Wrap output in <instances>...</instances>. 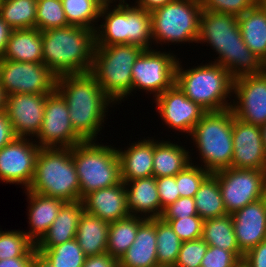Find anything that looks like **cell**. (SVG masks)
<instances>
[{"mask_svg":"<svg viewBox=\"0 0 266 267\" xmlns=\"http://www.w3.org/2000/svg\"><path fill=\"white\" fill-rule=\"evenodd\" d=\"M204 42L219 54L212 62L227 69L233 79L257 75L266 69L246 46L235 15L202 10L197 43Z\"/></svg>","mask_w":266,"mask_h":267,"instance_id":"obj_1","label":"cell"},{"mask_svg":"<svg viewBox=\"0 0 266 267\" xmlns=\"http://www.w3.org/2000/svg\"><path fill=\"white\" fill-rule=\"evenodd\" d=\"M56 90L66 100L75 132L84 141H96L108 107L115 104L97 84L95 77L90 72L61 75L56 79Z\"/></svg>","mask_w":266,"mask_h":267,"instance_id":"obj_2","label":"cell"},{"mask_svg":"<svg viewBox=\"0 0 266 267\" xmlns=\"http://www.w3.org/2000/svg\"><path fill=\"white\" fill-rule=\"evenodd\" d=\"M43 64L57 77L91 71L95 31L79 26L51 28L41 32Z\"/></svg>","mask_w":266,"mask_h":267,"instance_id":"obj_3","label":"cell"},{"mask_svg":"<svg viewBox=\"0 0 266 267\" xmlns=\"http://www.w3.org/2000/svg\"><path fill=\"white\" fill-rule=\"evenodd\" d=\"M197 66L185 70L178 60L175 84L206 112L230 108L227 98L233 97L234 82L230 72L213 62Z\"/></svg>","mask_w":266,"mask_h":267,"instance_id":"obj_4","label":"cell"},{"mask_svg":"<svg viewBox=\"0 0 266 267\" xmlns=\"http://www.w3.org/2000/svg\"><path fill=\"white\" fill-rule=\"evenodd\" d=\"M27 190L65 202L80 200V183L72 148H41L34 177Z\"/></svg>","mask_w":266,"mask_h":267,"instance_id":"obj_5","label":"cell"},{"mask_svg":"<svg viewBox=\"0 0 266 267\" xmlns=\"http://www.w3.org/2000/svg\"><path fill=\"white\" fill-rule=\"evenodd\" d=\"M143 50L133 44L95 46L90 73L115 104L132 94V67Z\"/></svg>","mask_w":266,"mask_h":267,"instance_id":"obj_6","label":"cell"},{"mask_svg":"<svg viewBox=\"0 0 266 267\" xmlns=\"http://www.w3.org/2000/svg\"><path fill=\"white\" fill-rule=\"evenodd\" d=\"M232 130L231 108L205 112L195 125L190 136L201 155V167L208 172L214 173L231 167L234 149Z\"/></svg>","mask_w":266,"mask_h":267,"instance_id":"obj_7","label":"cell"},{"mask_svg":"<svg viewBox=\"0 0 266 267\" xmlns=\"http://www.w3.org/2000/svg\"><path fill=\"white\" fill-rule=\"evenodd\" d=\"M72 158L80 183V200L92 191L112 187L122 181L116 147L84 141L72 147Z\"/></svg>","mask_w":266,"mask_h":267,"instance_id":"obj_8","label":"cell"},{"mask_svg":"<svg viewBox=\"0 0 266 267\" xmlns=\"http://www.w3.org/2000/svg\"><path fill=\"white\" fill-rule=\"evenodd\" d=\"M202 10L200 0H173L150 12L153 43H197Z\"/></svg>","mask_w":266,"mask_h":267,"instance_id":"obj_9","label":"cell"},{"mask_svg":"<svg viewBox=\"0 0 266 267\" xmlns=\"http://www.w3.org/2000/svg\"><path fill=\"white\" fill-rule=\"evenodd\" d=\"M218 180L227 214L266 197V170L235 169L212 173Z\"/></svg>","mask_w":266,"mask_h":267,"instance_id":"obj_10","label":"cell"},{"mask_svg":"<svg viewBox=\"0 0 266 267\" xmlns=\"http://www.w3.org/2000/svg\"><path fill=\"white\" fill-rule=\"evenodd\" d=\"M153 47L144 49L132 67V92L142 89L157 97L175 84L180 59L170 51L161 52Z\"/></svg>","mask_w":266,"mask_h":267,"instance_id":"obj_11","label":"cell"},{"mask_svg":"<svg viewBox=\"0 0 266 267\" xmlns=\"http://www.w3.org/2000/svg\"><path fill=\"white\" fill-rule=\"evenodd\" d=\"M57 76L43 63L19 62L0 58V83L6 96L11 94H50Z\"/></svg>","mask_w":266,"mask_h":267,"instance_id":"obj_12","label":"cell"},{"mask_svg":"<svg viewBox=\"0 0 266 267\" xmlns=\"http://www.w3.org/2000/svg\"><path fill=\"white\" fill-rule=\"evenodd\" d=\"M36 138L41 148H72L84 142L73 129L66 100L56 89L46 97L43 123Z\"/></svg>","mask_w":266,"mask_h":267,"instance_id":"obj_13","label":"cell"},{"mask_svg":"<svg viewBox=\"0 0 266 267\" xmlns=\"http://www.w3.org/2000/svg\"><path fill=\"white\" fill-rule=\"evenodd\" d=\"M31 138L16 137L0 149V180L3 183L31 185L41 147Z\"/></svg>","mask_w":266,"mask_h":267,"instance_id":"obj_14","label":"cell"},{"mask_svg":"<svg viewBox=\"0 0 266 267\" xmlns=\"http://www.w3.org/2000/svg\"><path fill=\"white\" fill-rule=\"evenodd\" d=\"M233 94L230 108L235 117L260 127L266 124V69L234 79Z\"/></svg>","mask_w":266,"mask_h":267,"instance_id":"obj_15","label":"cell"},{"mask_svg":"<svg viewBox=\"0 0 266 267\" xmlns=\"http://www.w3.org/2000/svg\"><path fill=\"white\" fill-rule=\"evenodd\" d=\"M158 113L173 130L191 135L195 125L206 112L198 104L190 100L177 84L154 98Z\"/></svg>","mask_w":266,"mask_h":267,"instance_id":"obj_16","label":"cell"},{"mask_svg":"<svg viewBox=\"0 0 266 267\" xmlns=\"http://www.w3.org/2000/svg\"><path fill=\"white\" fill-rule=\"evenodd\" d=\"M232 142V168L266 170V149L260 126L242 121L233 115Z\"/></svg>","mask_w":266,"mask_h":267,"instance_id":"obj_17","label":"cell"},{"mask_svg":"<svg viewBox=\"0 0 266 267\" xmlns=\"http://www.w3.org/2000/svg\"><path fill=\"white\" fill-rule=\"evenodd\" d=\"M48 94H11L7 96L5 113L17 137H36L44 118Z\"/></svg>","mask_w":266,"mask_h":267,"instance_id":"obj_18","label":"cell"},{"mask_svg":"<svg viewBox=\"0 0 266 267\" xmlns=\"http://www.w3.org/2000/svg\"><path fill=\"white\" fill-rule=\"evenodd\" d=\"M231 216L237 244L244 254L266 240V197L246 205Z\"/></svg>","mask_w":266,"mask_h":267,"instance_id":"obj_19","label":"cell"},{"mask_svg":"<svg viewBox=\"0 0 266 267\" xmlns=\"http://www.w3.org/2000/svg\"><path fill=\"white\" fill-rule=\"evenodd\" d=\"M84 211L108 223L130 216L127 207L126 187L123 181L108 188L92 191L82 200Z\"/></svg>","mask_w":266,"mask_h":267,"instance_id":"obj_20","label":"cell"},{"mask_svg":"<svg viewBox=\"0 0 266 267\" xmlns=\"http://www.w3.org/2000/svg\"><path fill=\"white\" fill-rule=\"evenodd\" d=\"M123 182L130 216H141L144 219L161 218V203L154 176Z\"/></svg>","mask_w":266,"mask_h":267,"instance_id":"obj_21","label":"cell"},{"mask_svg":"<svg viewBox=\"0 0 266 267\" xmlns=\"http://www.w3.org/2000/svg\"><path fill=\"white\" fill-rule=\"evenodd\" d=\"M30 230L24 233L36 245L46 234L65 201L25 190Z\"/></svg>","mask_w":266,"mask_h":267,"instance_id":"obj_22","label":"cell"},{"mask_svg":"<svg viewBox=\"0 0 266 267\" xmlns=\"http://www.w3.org/2000/svg\"><path fill=\"white\" fill-rule=\"evenodd\" d=\"M156 218L145 219L133 244L118 261L119 267H155L157 263Z\"/></svg>","mask_w":266,"mask_h":267,"instance_id":"obj_23","label":"cell"},{"mask_svg":"<svg viewBox=\"0 0 266 267\" xmlns=\"http://www.w3.org/2000/svg\"><path fill=\"white\" fill-rule=\"evenodd\" d=\"M125 150L117 149L121 180L133 181L153 176L154 138L128 144Z\"/></svg>","mask_w":266,"mask_h":267,"instance_id":"obj_24","label":"cell"},{"mask_svg":"<svg viewBox=\"0 0 266 267\" xmlns=\"http://www.w3.org/2000/svg\"><path fill=\"white\" fill-rule=\"evenodd\" d=\"M111 7L101 8L99 18L103 21L95 31V46L128 44V3Z\"/></svg>","mask_w":266,"mask_h":267,"instance_id":"obj_25","label":"cell"},{"mask_svg":"<svg viewBox=\"0 0 266 267\" xmlns=\"http://www.w3.org/2000/svg\"><path fill=\"white\" fill-rule=\"evenodd\" d=\"M84 211L81 200L65 202L46 234L35 245L36 248H52L76 238L78 222Z\"/></svg>","mask_w":266,"mask_h":267,"instance_id":"obj_26","label":"cell"},{"mask_svg":"<svg viewBox=\"0 0 266 267\" xmlns=\"http://www.w3.org/2000/svg\"><path fill=\"white\" fill-rule=\"evenodd\" d=\"M185 146L170 141L154 140L153 176H175L191 164L192 157Z\"/></svg>","mask_w":266,"mask_h":267,"instance_id":"obj_27","label":"cell"},{"mask_svg":"<svg viewBox=\"0 0 266 267\" xmlns=\"http://www.w3.org/2000/svg\"><path fill=\"white\" fill-rule=\"evenodd\" d=\"M43 42L37 28L13 30L3 59L43 63Z\"/></svg>","mask_w":266,"mask_h":267,"instance_id":"obj_28","label":"cell"},{"mask_svg":"<svg viewBox=\"0 0 266 267\" xmlns=\"http://www.w3.org/2000/svg\"><path fill=\"white\" fill-rule=\"evenodd\" d=\"M109 223L85 211L78 222L76 240L86 256L107 253Z\"/></svg>","mask_w":266,"mask_h":267,"instance_id":"obj_29","label":"cell"},{"mask_svg":"<svg viewBox=\"0 0 266 267\" xmlns=\"http://www.w3.org/2000/svg\"><path fill=\"white\" fill-rule=\"evenodd\" d=\"M237 18L246 46L266 65V13L256 4Z\"/></svg>","mask_w":266,"mask_h":267,"instance_id":"obj_30","label":"cell"},{"mask_svg":"<svg viewBox=\"0 0 266 267\" xmlns=\"http://www.w3.org/2000/svg\"><path fill=\"white\" fill-rule=\"evenodd\" d=\"M144 220L142 217L129 216L109 223L107 253L119 261L133 244L138 227Z\"/></svg>","mask_w":266,"mask_h":267,"instance_id":"obj_31","label":"cell"},{"mask_svg":"<svg viewBox=\"0 0 266 267\" xmlns=\"http://www.w3.org/2000/svg\"><path fill=\"white\" fill-rule=\"evenodd\" d=\"M194 200L198 215L204 221L227 215L218 180L212 173L202 182Z\"/></svg>","mask_w":266,"mask_h":267,"instance_id":"obj_32","label":"cell"},{"mask_svg":"<svg viewBox=\"0 0 266 267\" xmlns=\"http://www.w3.org/2000/svg\"><path fill=\"white\" fill-rule=\"evenodd\" d=\"M202 239L209 246L227 251H241L237 244L232 216L229 214L205 220Z\"/></svg>","mask_w":266,"mask_h":267,"instance_id":"obj_33","label":"cell"},{"mask_svg":"<svg viewBox=\"0 0 266 267\" xmlns=\"http://www.w3.org/2000/svg\"><path fill=\"white\" fill-rule=\"evenodd\" d=\"M37 0H1L0 17L14 30L36 28Z\"/></svg>","mask_w":266,"mask_h":267,"instance_id":"obj_34","label":"cell"},{"mask_svg":"<svg viewBox=\"0 0 266 267\" xmlns=\"http://www.w3.org/2000/svg\"><path fill=\"white\" fill-rule=\"evenodd\" d=\"M67 22L96 31L102 5L96 0H61Z\"/></svg>","mask_w":266,"mask_h":267,"instance_id":"obj_35","label":"cell"},{"mask_svg":"<svg viewBox=\"0 0 266 267\" xmlns=\"http://www.w3.org/2000/svg\"><path fill=\"white\" fill-rule=\"evenodd\" d=\"M133 5L128 4V44L150 49L153 43L150 12Z\"/></svg>","mask_w":266,"mask_h":267,"instance_id":"obj_36","label":"cell"},{"mask_svg":"<svg viewBox=\"0 0 266 267\" xmlns=\"http://www.w3.org/2000/svg\"><path fill=\"white\" fill-rule=\"evenodd\" d=\"M156 243L158 265H175L182 241L162 218H156Z\"/></svg>","mask_w":266,"mask_h":267,"instance_id":"obj_37","label":"cell"},{"mask_svg":"<svg viewBox=\"0 0 266 267\" xmlns=\"http://www.w3.org/2000/svg\"><path fill=\"white\" fill-rule=\"evenodd\" d=\"M36 251L54 267H83L87 257L76 238L52 248H36Z\"/></svg>","mask_w":266,"mask_h":267,"instance_id":"obj_38","label":"cell"},{"mask_svg":"<svg viewBox=\"0 0 266 267\" xmlns=\"http://www.w3.org/2000/svg\"><path fill=\"white\" fill-rule=\"evenodd\" d=\"M35 244L23 231L0 232V260L22 256H35Z\"/></svg>","mask_w":266,"mask_h":267,"instance_id":"obj_39","label":"cell"},{"mask_svg":"<svg viewBox=\"0 0 266 267\" xmlns=\"http://www.w3.org/2000/svg\"><path fill=\"white\" fill-rule=\"evenodd\" d=\"M68 25L61 0H37L36 28L39 31Z\"/></svg>","mask_w":266,"mask_h":267,"instance_id":"obj_40","label":"cell"},{"mask_svg":"<svg viewBox=\"0 0 266 267\" xmlns=\"http://www.w3.org/2000/svg\"><path fill=\"white\" fill-rule=\"evenodd\" d=\"M210 174L203 167L194 165V163L189 164L184 170L177 173L175 177L180 197L194 198L202 182Z\"/></svg>","mask_w":266,"mask_h":267,"instance_id":"obj_41","label":"cell"},{"mask_svg":"<svg viewBox=\"0 0 266 267\" xmlns=\"http://www.w3.org/2000/svg\"><path fill=\"white\" fill-rule=\"evenodd\" d=\"M208 244L202 239L182 242L174 267H201Z\"/></svg>","mask_w":266,"mask_h":267,"instance_id":"obj_42","label":"cell"},{"mask_svg":"<svg viewBox=\"0 0 266 267\" xmlns=\"http://www.w3.org/2000/svg\"><path fill=\"white\" fill-rule=\"evenodd\" d=\"M243 257L242 251H227L208 245L201 267H240Z\"/></svg>","mask_w":266,"mask_h":267,"instance_id":"obj_43","label":"cell"},{"mask_svg":"<svg viewBox=\"0 0 266 267\" xmlns=\"http://www.w3.org/2000/svg\"><path fill=\"white\" fill-rule=\"evenodd\" d=\"M163 220L169 223L182 242L202 238L204 220L200 216Z\"/></svg>","mask_w":266,"mask_h":267,"instance_id":"obj_44","label":"cell"},{"mask_svg":"<svg viewBox=\"0 0 266 267\" xmlns=\"http://www.w3.org/2000/svg\"><path fill=\"white\" fill-rule=\"evenodd\" d=\"M203 10L240 16L257 4V0H200Z\"/></svg>","mask_w":266,"mask_h":267,"instance_id":"obj_45","label":"cell"},{"mask_svg":"<svg viewBox=\"0 0 266 267\" xmlns=\"http://www.w3.org/2000/svg\"><path fill=\"white\" fill-rule=\"evenodd\" d=\"M190 216H199L194 198L180 197L163 211L162 219H182Z\"/></svg>","mask_w":266,"mask_h":267,"instance_id":"obj_46","label":"cell"},{"mask_svg":"<svg viewBox=\"0 0 266 267\" xmlns=\"http://www.w3.org/2000/svg\"><path fill=\"white\" fill-rule=\"evenodd\" d=\"M157 190L161 203V216L166 207L180 198L175 176L156 178Z\"/></svg>","mask_w":266,"mask_h":267,"instance_id":"obj_47","label":"cell"},{"mask_svg":"<svg viewBox=\"0 0 266 267\" xmlns=\"http://www.w3.org/2000/svg\"><path fill=\"white\" fill-rule=\"evenodd\" d=\"M243 267H266V240L248 250L242 260Z\"/></svg>","mask_w":266,"mask_h":267,"instance_id":"obj_48","label":"cell"},{"mask_svg":"<svg viewBox=\"0 0 266 267\" xmlns=\"http://www.w3.org/2000/svg\"><path fill=\"white\" fill-rule=\"evenodd\" d=\"M17 136L5 111L0 112V149L13 141Z\"/></svg>","mask_w":266,"mask_h":267,"instance_id":"obj_49","label":"cell"},{"mask_svg":"<svg viewBox=\"0 0 266 267\" xmlns=\"http://www.w3.org/2000/svg\"><path fill=\"white\" fill-rule=\"evenodd\" d=\"M83 267H119L118 260L108 253L87 256Z\"/></svg>","mask_w":266,"mask_h":267,"instance_id":"obj_50","label":"cell"},{"mask_svg":"<svg viewBox=\"0 0 266 267\" xmlns=\"http://www.w3.org/2000/svg\"><path fill=\"white\" fill-rule=\"evenodd\" d=\"M13 28L0 17V58L3 57Z\"/></svg>","mask_w":266,"mask_h":267,"instance_id":"obj_51","label":"cell"},{"mask_svg":"<svg viewBox=\"0 0 266 267\" xmlns=\"http://www.w3.org/2000/svg\"><path fill=\"white\" fill-rule=\"evenodd\" d=\"M34 256H22L0 260V267H32Z\"/></svg>","mask_w":266,"mask_h":267,"instance_id":"obj_52","label":"cell"},{"mask_svg":"<svg viewBox=\"0 0 266 267\" xmlns=\"http://www.w3.org/2000/svg\"><path fill=\"white\" fill-rule=\"evenodd\" d=\"M172 1L173 0H136L135 5L149 12H152L155 9L160 8Z\"/></svg>","mask_w":266,"mask_h":267,"instance_id":"obj_53","label":"cell"},{"mask_svg":"<svg viewBox=\"0 0 266 267\" xmlns=\"http://www.w3.org/2000/svg\"><path fill=\"white\" fill-rule=\"evenodd\" d=\"M32 267H54L50 262L39 252L35 253L32 260Z\"/></svg>","mask_w":266,"mask_h":267,"instance_id":"obj_54","label":"cell"},{"mask_svg":"<svg viewBox=\"0 0 266 267\" xmlns=\"http://www.w3.org/2000/svg\"><path fill=\"white\" fill-rule=\"evenodd\" d=\"M6 99H7V96L4 92L2 84L0 83V112L5 111Z\"/></svg>","mask_w":266,"mask_h":267,"instance_id":"obj_55","label":"cell"},{"mask_svg":"<svg viewBox=\"0 0 266 267\" xmlns=\"http://www.w3.org/2000/svg\"><path fill=\"white\" fill-rule=\"evenodd\" d=\"M261 132H262L263 143L266 149V124L261 126Z\"/></svg>","mask_w":266,"mask_h":267,"instance_id":"obj_56","label":"cell"},{"mask_svg":"<svg viewBox=\"0 0 266 267\" xmlns=\"http://www.w3.org/2000/svg\"><path fill=\"white\" fill-rule=\"evenodd\" d=\"M117 0H104V6L107 4H113L114 2H116ZM118 4H127L126 0H119Z\"/></svg>","mask_w":266,"mask_h":267,"instance_id":"obj_57","label":"cell"},{"mask_svg":"<svg viewBox=\"0 0 266 267\" xmlns=\"http://www.w3.org/2000/svg\"><path fill=\"white\" fill-rule=\"evenodd\" d=\"M257 4L266 13V0H257Z\"/></svg>","mask_w":266,"mask_h":267,"instance_id":"obj_58","label":"cell"},{"mask_svg":"<svg viewBox=\"0 0 266 267\" xmlns=\"http://www.w3.org/2000/svg\"><path fill=\"white\" fill-rule=\"evenodd\" d=\"M155 267H174V265H157Z\"/></svg>","mask_w":266,"mask_h":267,"instance_id":"obj_59","label":"cell"},{"mask_svg":"<svg viewBox=\"0 0 266 267\" xmlns=\"http://www.w3.org/2000/svg\"><path fill=\"white\" fill-rule=\"evenodd\" d=\"M98 1L102 6H104V0H96Z\"/></svg>","mask_w":266,"mask_h":267,"instance_id":"obj_60","label":"cell"}]
</instances>
